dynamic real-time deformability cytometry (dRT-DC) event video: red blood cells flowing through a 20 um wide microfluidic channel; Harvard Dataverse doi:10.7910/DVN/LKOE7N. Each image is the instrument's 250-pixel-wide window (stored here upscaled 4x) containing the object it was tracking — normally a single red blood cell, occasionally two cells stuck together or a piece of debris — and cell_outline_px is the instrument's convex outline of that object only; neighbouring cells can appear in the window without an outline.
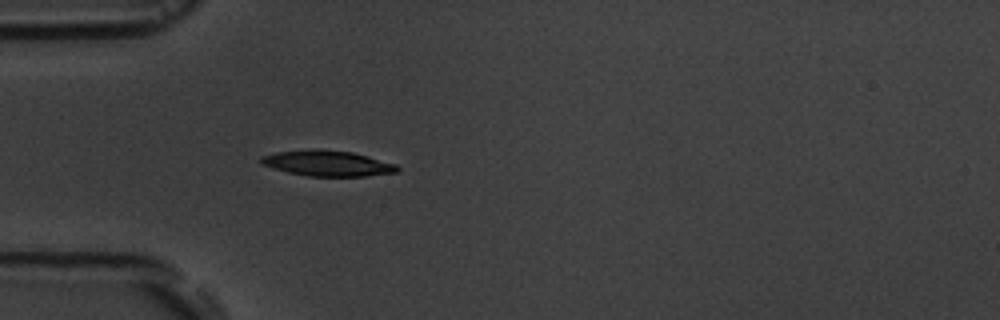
{"species": "common noctule bat (a hibernating species)", "species_latin": "Nyctalus noctula", "temperature_condition": "room temperature", "stored_images_in_passage": 5, "camera_frame_rate_fps": 3000, "um_per_image_px": 0.085, "animal": {"sex": "male", "body_mass_g": 19.5, "forearm_length_mm": 54.6}, "frame": {"image": 1, "passage_image": 5, "time_ms": 4.333, "image_size_px": [1000, 320], "cell_outline_px": [[400, 172], [364, 176], [308, 176], [288, 172], [260, 164], [260, 156], [276, 152], [316, 148], [352, 152], [368, 156], [396, 164], [400, 168]], "centroid_in_image_um": [27.84, 13.87], "position_along_channel_um": 57.2, "area_um2": 20.46}}